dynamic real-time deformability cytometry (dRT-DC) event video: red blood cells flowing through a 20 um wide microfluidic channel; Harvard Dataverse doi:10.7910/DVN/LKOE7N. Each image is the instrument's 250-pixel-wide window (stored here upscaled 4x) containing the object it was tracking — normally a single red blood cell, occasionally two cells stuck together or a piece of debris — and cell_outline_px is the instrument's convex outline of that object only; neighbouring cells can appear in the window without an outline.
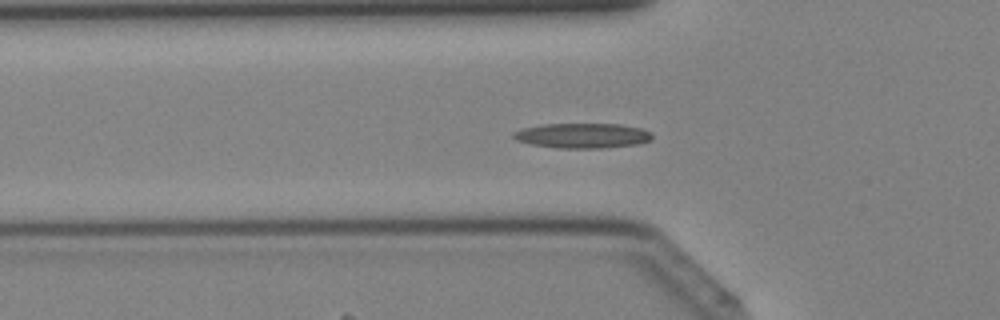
{"species": "Egyptian fruit bat (a non-hibernating species)", "species_latin": "Rousettus aegyptiacus", "temperature_condition": "cold", "stored_images_in_passage": 35, "camera_frame_rate_fps": 3000, "um_per_image_px": 0.085, "animal": {"sex": "female"}, "frame": {"image": 1, "passage_image": 7, "time_ms": 2.0, "image_size_px": [1000, 320], "cell_outline_px": [[652, 140], [640, 144], [600, 148], [560, 148], [532, 144], [516, 140], [512, 136], [512, 132], [524, 128], [544, 124], [620, 124], [640, 128], [652, 132]], "centroid_in_image_um": [49.54, 11.53], "position_along_channel_um": 76.3, "area_um2": 20.17}}
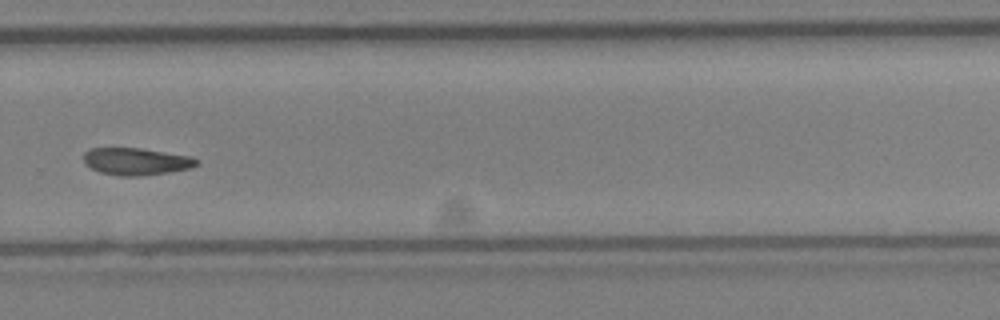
{"frame": {"image": 2, "passage_image": 22, "time_ms": 7.0, "image_size_px": [1000, 320], "cell_outline_px": [[200, 164], [192, 168], [168, 172], [140, 176], [120, 176], [100, 172], [84, 164], [84, 152], [92, 148], [140, 148], [188, 156], [200, 160]], "centroid_in_image_um": [11.58, 13.73], "position_along_channel_um": 318.2, "area_um2": 17.86}}
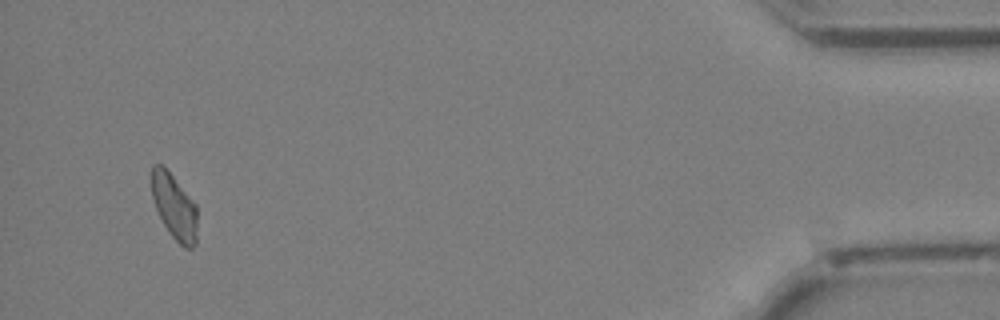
{"frame": {"image": 3, "passage_image": 33, "time_ms": 10.667, "image_size_px": [1000, 320], "cell_outline_px": [[196, 244], [192, 248], [184, 248], [172, 236], [164, 224], [156, 208], [152, 196], [152, 164], [160, 164], [172, 176], [196, 204]], "centroid_in_image_um": [14.82, 17.59], "position_along_channel_um": 420.4, "area_um2": 16.88}}